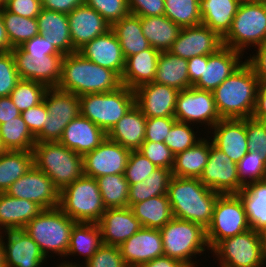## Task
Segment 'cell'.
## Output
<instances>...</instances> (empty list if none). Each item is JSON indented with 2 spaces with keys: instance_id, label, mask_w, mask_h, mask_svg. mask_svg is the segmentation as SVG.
Segmentation results:
<instances>
[{
  "instance_id": "bcb514c9",
  "label": "cell",
  "mask_w": 266,
  "mask_h": 267,
  "mask_svg": "<svg viewBox=\"0 0 266 267\" xmlns=\"http://www.w3.org/2000/svg\"><path fill=\"white\" fill-rule=\"evenodd\" d=\"M47 87L41 83L20 79L10 97L20 112L28 110L43 101Z\"/></svg>"
},
{
  "instance_id": "d6986e66",
  "label": "cell",
  "mask_w": 266,
  "mask_h": 267,
  "mask_svg": "<svg viewBox=\"0 0 266 267\" xmlns=\"http://www.w3.org/2000/svg\"><path fill=\"white\" fill-rule=\"evenodd\" d=\"M243 53L222 46L215 53L203 55V70L195 88L213 92L244 62Z\"/></svg>"
},
{
  "instance_id": "be15d7a7",
  "label": "cell",
  "mask_w": 266,
  "mask_h": 267,
  "mask_svg": "<svg viewBox=\"0 0 266 267\" xmlns=\"http://www.w3.org/2000/svg\"><path fill=\"white\" fill-rule=\"evenodd\" d=\"M82 4L84 0H42V8L65 14H69Z\"/></svg>"
},
{
  "instance_id": "89a4df30",
  "label": "cell",
  "mask_w": 266,
  "mask_h": 267,
  "mask_svg": "<svg viewBox=\"0 0 266 267\" xmlns=\"http://www.w3.org/2000/svg\"><path fill=\"white\" fill-rule=\"evenodd\" d=\"M13 50L6 29L4 25V21L2 18V13L0 10V53L11 52Z\"/></svg>"
},
{
  "instance_id": "4fadbf2b",
  "label": "cell",
  "mask_w": 266,
  "mask_h": 267,
  "mask_svg": "<svg viewBox=\"0 0 266 267\" xmlns=\"http://www.w3.org/2000/svg\"><path fill=\"white\" fill-rule=\"evenodd\" d=\"M174 117L178 122L188 123L202 127L205 125L210 130L220 119L213 93L191 86L180 90L174 111Z\"/></svg>"
},
{
  "instance_id": "4316f807",
  "label": "cell",
  "mask_w": 266,
  "mask_h": 267,
  "mask_svg": "<svg viewBox=\"0 0 266 267\" xmlns=\"http://www.w3.org/2000/svg\"><path fill=\"white\" fill-rule=\"evenodd\" d=\"M106 137L107 134L101 128L79 115L68 123L59 142L83 156L98 147Z\"/></svg>"
},
{
  "instance_id": "30bf717a",
  "label": "cell",
  "mask_w": 266,
  "mask_h": 267,
  "mask_svg": "<svg viewBox=\"0 0 266 267\" xmlns=\"http://www.w3.org/2000/svg\"><path fill=\"white\" fill-rule=\"evenodd\" d=\"M210 253L218 267H264L263 234L248 229L220 241Z\"/></svg>"
},
{
  "instance_id": "b9f144b4",
  "label": "cell",
  "mask_w": 266,
  "mask_h": 267,
  "mask_svg": "<svg viewBox=\"0 0 266 267\" xmlns=\"http://www.w3.org/2000/svg\"><path fill=\"white\" fill-rule=\"evenodd\" d=\"M0 138L6 150L33 151L36 144L21 115L0 124Z\"/></svg>"
},
{
  "instance_id": "d4e9b609",
  "label": "cell",
  "mask_w": 266,
  "mask_h": 267,
  "mask_svg": "<svg viewBox=\"0 0 266 267\" xmlns=\"http://www.w3.org/2000/svg\"><path fill=\"white\" fill-rule=\"evenodd\" d=\"M77 52L89 61L114 71L121 78L125 69V58L112 29L95 37Z\"/></svg>"
},
{
  "instance_id": "03108f58",
  "label": "cell",
  "mask_w": 266,
  "mask_h": 267,
  "mask_svg": "<svg viewBox=\"0 0 266 267\" xmlns=\"http://www.w3.org/2000/svg\"><path fill=\"white\" fill-rule=\"evenodd\" d=\"M252 118L266 122V85H259Z\"/></svg>"
},
{
  "instance_id": "f546056e",
  "label": "cell",
  "mask_w": 266,
  "mask_h": 267,
  "mask_svg": "<svg viewBox=\"0 0 266 267\" xmlns=\"http://www.w3.org/2000/svg\"><path fill=\"white\" fill-rule=\"evenodd\" d=\"M39 33L62 55L73 53L67 14L42 8L36 18Z\"/></svg>"
},
{
  "instance_id": "6125c7cd",
  "label": "cell",
  "mask_w": 266,
  "mask_h": 267,
  "mask_svg": "<svg viewBox=\"0 0 266 267\" xmlns=\"http://www.w3.org/2000/svg\"><path fill=\"white\" fill-rule=\"evenodd\" d=\"M27 54L38 53L43 55H62L48 39H44L41 34L26 41L20 46Z\"/></svg>"
},
{
  "instance_id": "5b68a950",
  "label": "cell",
  "mask_w": 266,
  "mask_h": 267,
  "mask_svg": "<svg viewBox=\"0 0 266 267\" xmlns=\"http://www.w3.org/2000/svg\"><path fill=\"white\" fill-rule=\"evenodd\" d=\"M163 242L164 255L176 259L187 267H198L194 260L211 251L206 238V229L201 225L173 217L159 229ZM202 253V254H201Z\"/></svg>"
},
{
  "instance_id": "2e32d148",
  "label": "cell",
  "mask_w": 266,
  "mask_h": 267,
  "mask_svg": "<svg viewBox=\"0 0 266 267\" xmlns=\"http://www.w3.org/2000/svg\"><path fill=\"white\" fill-rule=\"evenodd\" d=\"M131 150L107 137L93 151L83 155V173L98 178L105 175L124 174Z\"/></svg>"
},
{
  "instance_id": "34e18365",
  "label": "cell",
  "mask_w": 266,
  "mask_h": 267,
  "mask_svg": "<svg viewBox=\"0 0 266 267\" xmlns=\"http://www.w3.org/2000/svg\"><path fill=\"white\" fill-rule=\"evenodd\" d=\"M4 8V0H0V10Z\"/></svg>"
},
{
  "instance_id": "ffe728a7",
  "label": "cell",
  "mask_w": 266,
  "mask_h": 267,
  "mask_svg": "<svg viewBox=\"0 0 266 267\" xmlns=\"http://www.w3.org/2000/svg\"><path fill=\"white\" fill-rule=\"evenodd\" d=\"M222 46V38L209 27L200 24L181 28L169 52L189 60L195 56L213 54Z\"/></svg>"
},
{
  "instance_id": "ba28073f",
  "label": "cell",
  "mask_w": 266,
  "mask_h": 267,
  "mask_svg": "<svg viewBox=\"0 0 266 267\" xmlns=\"http://www.w3.org/2000/svg\"><path fill=\"white\" fill-rule=\"evenodd\" d=\"M222 43L243 54L247 48L266 43V3L241 1Z\"/></svg>"
},
{
  "instance_id": "f1b7e54d",
  "label": "cell",
  "mask_w": 266,
  "mask_h": 267,
  "mask_svg": "<svg viewBox=\"0 0 266 267\" xmlns=\"http://www.w3.org/2000/svg\"><path fill=\"white\" fill-rule=\"evenodd\" d=\"M43 208L36 202L0 192V229H23Z\"/></svg>"
},
{
  "instance_id": "f907efd6",
  "label": "cell",
  "mask_w": 266,
  "mask_h": 267,
  "mask_svg": "<svg viewBox=\"0 0 266 267\" xmlns=\"http://www.w3.org/2000/svg\"><path fill=\"white\" fill-rule=\"evenodd\" d=\"M157 168L158 166L153 164L138 150H132L128 158L124 176L129 185H131L142 182Z\"/></svg>"
},
{
  "instance_id": "ee69618b",
  "label": "cell",
  "mask_w": 266,
  "mask_h": 267,
  "mask_svg": "<svg viewBox=\"0 0 266 267\" xmlns=\"http://www.w3.org/2000/svg\"><path fill=\"white\" fill-rule=\"evenodd\" d=\"M5 29L12 48L22 46L39 33L36 18H25L9 12L5 7L1 10Z\"/></svg>"
},
{
  "instance_id": "4dcf8cb0",
  "label": "cell",
  "mask_w": 266,
  "mask_h": 267,
  "mask_svg": "<svg viewBox=\"0 0 266 267\" xmlns=\"http://www.w3.org/2000/svg\"><path fill=\"white\" fill-rule=\"evenodd\" d=\"M160 53L150 47L128 57L125 60V69L121 76L122 85L135 90L143 84L153 82Z\"/></svg>"
},
{
  "instance_id": "7402d4cb",
  "label": "cell",
  "mask_w": 266,
  "mask_h": 267,
  "mask_svg": "<svg viewBox=\"0 0 266 267\" xmlns=\"http://www.w3.org/2000/svg\"><path fill=\"white\" fill-rule=\"evenodd\" d=\"M134 93L135 105L146 118L174 117L179 90L151 82L139 86Z\"/></svg>"
},
{
  "instance_id": "7a4b0ae2",
  "label": "cell",
  "mask_w": 266,
  "mask_h": 267,
  "mask_svg": "<svg viewBox=\"0 0 266 267\" xmlns=\"http://www.w3.org/2000/svg\"><path fill=\"white\" fill-rule=\"evenodd\" d=\"M121 86V78L114 71L89 61L79 52L64 55L57 88L80 97L112 92Z\"/></svg>"
},
{
  "instance_id": "6da1fadb",
  "label": "cell",
  "mask_w": 266,
  "mask_h": 267,
  "mask_svg": "<svg viewBox=\"0 0 266 267\" xmlns=\"http://www.w3.org/2000/svg\"><path fill=\"white\" fill-rule=\"evenodd\" d=\"M167 195L173 217L201 225L210 224L220 193L206 187L198 178L173 176Z\"/></svg>"
},
{
  "instance_id": "f35d334b",
  "label": "cell",
  "mask_w": 266,
  "mask_h": 267,
  "mask_svg": "<svg viewBox=\"0 0 266 267\" xmlns=\"http://www.w3.org/2000/svg\"><path fill=\"white\" fill-rule=\"evenodd\" d=\"M130 209L145 228L161 229L173 218L167 194L134 203Z\"/></svg>"
},
{
  "instance_id": "e7e4bbea",
  "label": "cell",
  "mask_w": 266,
  "mask_h": 267,
  "mask_svg": "<svg viewBox=\"0 0 266 267\" xmlns=\"http://www.w3.org/2000/svg\"><path fill=\"white\" fill-rule=\"evenodd\" d=\"M20 114L21 112L13 103L10 96L0 97V124L16 118Z\"/></svg>"
},
{
  "instance_id": "9f6ffc18",
  "label": "cell",
  "mask_w": 266,
  "mask_h": 267,
  "mask_svg": "<svg viewBox=\"0 0 266 267\" xmlns=\"http://www.w3.org/2000/svg\"><path fill=\"white\" fill-rule=\"evenodd\" d=\"M176 121L175 117L146 118L144 141L164 142L168 132Z\"/></svg>"
},
{
  "instance_id": "8d00e7d4",
  "label": "cell",
  "mask_w": 266,
  "mask_h": 267,
  "mask_svg": "<svg viewBox=\"0 0 266 267\" xmlns=\"http://www.w3.org/2000/svg\"><path fill=\"white\" fill-rule=\"evenodd\" d=\"M111 29L120 43L125 60L151 47L142 32L140 16L129 13L114 23Z\"/></svg>"
},
{
  "instance_id": "52a82bcc",
  "label": "cell",
  "mask_w": 266,
  "mask_h": 267,
  "mask_svg": "<svg viewBox=\"0 0 266 267\" xmlns=\"http://www.w3.org/2000/svg\"><path fill=\"white\" fill-rule=\"evenodd\" d=\"M59 208L75 222L98 223L106 211L98 182L82 175L59 193Z\"/></svg>"
},
{
  "instance_id": "94428289",
  "label": "cell",
  "mask_w": 266,
  "mask_h": 267,
  "mask_svg": "<svg viewBox=\"0 0 266 267\" xmlns=\"http://www.w3.org/2000/svg\"><path fill=\"white\" fill-rule=\"evenodd\" d=\"M256 48V53L249 54L245 61L250 65L259 85H266V43L259 45Z\"/></svg>"
},
{
  "instance_id": "74e56055",
  "label": "cell",
  "mask_w": 266,
  "mask_h": 267,
  "mask_svg": "<svg viewBox=\"0 0 266 267\" xmlns=\"http://www.w3.org/2000/svg\"><path fill=\"white\" fill-rule=\"evenodd\" d=\"M101 230L98 223L76 222L72 227L70 234V243L68 252L65 256H83L82 261L86 263L102 245Z\"/></svg>"
},
{
  "instance_id": "d6a6232c",
  "label": "cell",
  "mask_w": 266,
  "mask_h": 267,
  "mask_svg": "<svg viewBox=\"0 0 266 267\" xmlns=\"http://www.w3.org/2000/svg\"><path fill=\"white\" fill-rule=\"evenodd\" d=\"M237 195L243 203L251 229L266 233V179L248 184Z\"/></svg>"
},
{
  "instance_id": "e0dca14e",
  "label": "cell",
  "mask_w": 266,
  "mask_h": 267,
  "mask_svg": "<svg viewBox=\"0 0 266 267\" xmlns=\"http://www.w3.org/2000/svg\"><path fill=\"white\" fill-rule=\"evenodd\" d=\"M199 179L206 187L220 194L239 193L237 164L212 142L208 162Z\"/></svg>"
},
{
  "instance_id": "7c38bea8",
  "label": "cell",
  "mask_w": 266,
  "mask_h": 267,
  "mask_svg": "<svg viewBox=\"0 0 266 267\" xmlns=\"http://www.w3.org/2000/svg\"><path fill=\"white\" fill-rule=\"evenodd\" d=\"M43 100L48 115L36 142L59 141L68 123L80 115L79 96L52 87L47 88Z\"/></svg>"
},
{
  "instance_id": "f6af8a7d",
  "label": "cell",
  "mask_w": 266,
  "mask_h": 267,
  "mask_svg": "<svg viewBox=\"0 0 266 267\" xmlns=\"http://www.w3.org/2000/svg\"><path fill=\"white\" fill-rule=\"evenodd\" d=\"M164 15L181 28L201 24L199 0H164Z\"/></svg>"
},
{
  "instance_id": "8c879c8a",
  "label": "cell",
  "mask_w": 266,
  "mask_h": 267,
  "mask_svg": "<svg viewBox=\"0 0 266 267\" xmlns=\"http://www.w3.org/2000/svg\"><path fill=\"white\" fill-rule=\"evenodd\" d=\"M264 267H266V233L263 234Z\"/></svg>"
},
{
  "instance_id": "8fae6325",
  "label": "cell",
  "mask_w": 266,
  "mask_h": 267,
  "mask_svg": "<svg viewBox=\"0 0 266 267\" xmlns=\"http://www.w3.org/2000/svg\"><path fill=\"white\" fill-rule=\"evenodd\" d=\"M251 229L243 203L237 194H220L212 220L206 228L207 243L212 250L220 241Z\"/></svg>"
},
{
  "instance_id": "ab89813d",
  "label": "cell",
  "mask_w": 266,
  "mask_h": 267,
  "mask_svg": "<svg viewBox=\"0 0 266 267\" xmlns=\"http://www.w3.org/2000/svg\"><path fill=\"white\" fill-rule=\"evenodd\" d=\"M172 170L158 167L145 180L129 185V207L151 197L166 195Z\"/></svg>"
},
{
  "instance_id": "753ad0ef",
  "label": "cell",
  "mask_w": 266,
  "mask_h": 267,
  "mask_svg": "<svg viewBox=\"0 0 266 267\" xmlns=\"http://www.w3.org/2000/svg\"><path fill=\"white\" fill-rule=\"evenodd\" d=\"M7 150L5 149V147L3 146V144H2V140H1V138H0V156L4 153V152H6Z\"/></svg>"
},
{
  "instance_id": "603a6c76",
  "label": "cell",
  "mask_w": 266,
  "mask_h": 267,
  "mask_svg": "<svg viewBox=\"0 0 266 267\" xmlns=\"http://www.w3.org/2000/svg\"><path fill=\"white\" fill-rule=\"evenodd\" d=\"M207 133L213 134L210 137L212 144L236 164L248 152L246 118L220 119Z\"/></svg>"
},
{
  "instance_id": "e575fe53",
  "label": "cell",
  "mask_w": 266,
  "mask_h": 267,
  "mask_svg": "<svg viewBox=\"0 0 266 267\" xmlns=\"http://www.w3.org/2000/svg\"><path fill=\"white\" fill-rule=\"evenodd\" d=\"M141 28L150 46L160 52L169 51L181 27L165 15L140 17Z\"/></svg>"
},
{
  "instance_id": "7bdbcfd3",
  "label": "cell",
  "mask_w": 266,
  "mask_h": 267,
  "mask_svg": "<svg viewBox=\"0 0 266 267\" xmlns=\"http://www.w3.org/2000/svg\"><path fill=\"white\" fill-rule=\"evenodd\" d=\"M96 180L106 209L129 207V183L124 174L105 175Z\"/></svg>"
},
{
  "instance_id": "8992f818",
  "label": "cell",
  "mask_w": 266,
  "mask_h": 267,
  "mask_svg": "<svg viewBox=\"0 0 266 267\" xmlns=\"http://www.w3.org/2000/svg\"><path fill=\"white\" fill-rule=\"evenodd\" d=\"M76 222L59 207L43 209L23 230L38 244L43 255L48 259L56 254L63 260L68 252L70 234Z\"/></svg>"
},
{
  "instance_id": "cb8c5ba5",
  "label": "cell",
  "mask_w": 266,
  "mask_h": 267,
  "mask_svg": "<svg viewBox=\"0 0 266 267\" xmlns=\"http://www.w3.org/2000/svg\"><path fill=\"white\" fill-rule=\"evenodd\" d=\"M67 17L73 53L111 29V25L98 12L85 3L76 7Z\"/></svg>"
},
{
  "instance_id": "484cf974",
  "label": "cell",
  "mask_w": 266,
  "mask_h": 267,
  "mask_svg": "<svg viewBox=\"0 0 266 267\" xmlns=\"http://www.w3.org/2000/svg\"><path fill=\"white\" fill-rule=\"evenodd\" d=\"M98 225L102 243L117 247L142 228L130 207L107 208Z\"/></svg>"
},
{
  "instance_id": "3957f363",
  "label": "cell",
  "mask_w": 266,
  "mask_h": 267,
  "mask_svg": "<svg viewBox=\"0 0 266 267\" xmlns=\"http://www.w3.org/2000/svg\"><path fill=\"white\" fill-rule=\"evenodd\" d=\"M258 87L259 82L254 71L244 60V63L212 92L220 117H252Z\"/></svg>"
},
{
  "instance_id": "7dc6e473",
  "label": "cell",
  "mask_w": 266,
  "mask_h": 267,
  "mask_svg": "<svg viewBox=\"0 0 266 267\" xmlns=\"http://www.w3.org/2000/svg\"><path fill=\"white\" fill-rule=\"evenodd\" d=\"M237 171L240 192L248 184L266 179V160L256 152L248 151L237 163Z\"/></svg>"
},
{
  "instance_id": "6f0895ef",
  "label": "cell",
  "mask_w": 266,
  "mask_h": 267,
  "mask_svg": "<svg viewBox=\"0 0 266 267\" xmlns=\"http://www.w3.org/2000/svg\"><path fill=\"white\" fill-rule=\"evenodd\" d=\"M127 5L131 14L140 17L164 15V0H127Z\"/></svg>"
},
{
  "instance_id": "83f0119b",
  "label": "cell",
  "mask_w": 266,
  "mask_h": 267,
  "mask_svg": "<svg viewBox=\"0 0 266 267\" xmlns=\"http://www.w3.org/2000/svg\"><path fill=\"white\" fill-rule=\"evenodd\" d=\"M146 116L134 105L107 133V138L129 150H138L145 140Z\"/></svg>"
},
{
  "instance_id": "11e5206c",
  "label": "cell",
  "mask_w": 266,
  "mask_h": 267,
  "mask_svg": "<svg viewBox=\"0 0 266 267\" xmlns=\"http://www.w3.org/2000/svg\"><path fill=\"white\" fill-rule=\"evenodd\" d=\"M252 1L266 3V0H252Z\"/></svg>"
},
{
  "instance_id": "60d3db41",
  "label": "cell",
  "mask_w": 266,
  "mask_h": 267,
  "mask_svg": "<svg viewBox=\"0 0 266 267\" xmlns=\"http://www.w3.org/2000/svg\"><path fill=\"white\" fill-rule=\"evenodd\" d=\"M32 151L7 150L0 156V192L6 190L33 166Z\"/></svg>"
},
{
  "instance_id": "11a10c76",
  "label": "cell",
  "mask_w": 266,
  "mask_h": 267,
  "mask_svg": "<svg viewBox=\"0 0 266 267\" xmlns=\"http://www.w3.org/2000/svg\"><path fill=\"white\" fill-rule=\"evenodd\" d=\"M19 80L12 53H0V97L10 96Z\"/></svg>"
},
{
  "instance_id": "9c48e42d",
  "label": "cell",
  "mask_w": 266,
  "mask_h": 267,
  "mask_svg": "<svg viewBox=\"0 0 266 267\" xmlns=\"http://www.w3.org/2000/svg\"><path fill=\"white\" fill-rule=\"evenodd\" d=\"M80 115L88 118L106 134L135 105L134 90L122 85L108 93L79 97Z\"/></svg>"
},
{
  "instance_id": "5bb4252c",
  "label": "cell",
  "mask_w": 266,
  "mask_h": 267,
  "mask_svg": "<svg viewBox=\"0 0 266 267\" xmlns=\"http://www.w3.org/2000/svg\"><path fill=\"white\" fill-rule=\"evenodd\" d=\"M11 53L20 79L38 82L47 88L57 87L64 55L27 54L21 47Z\"/></svg>"
},
{
  "instance_id": "816d5d0a",
  "label": "cell",
  "mask_w": 266,
  "mask_h": 267,
  "mask_svg": "<svg viewBox=\"0 0 266 267\" xmlns=\"http://www.w3.org/2000/svg\"><path fill=\"white\" fill-rule=\"evenodd\" d=\"M84 3L95 9L111 26L130 13L127 0H84Z\"/></svg>"
},
{
  "instance_id": "f5cc1de1",
  "label": "cell",
  "mask_w": 266,
  "mask_h": 267,
  "mask_svg": "<svg viewBox=\"0 0 266 267\" xmlns=\"http://www.w3.org/2000/svg\"><path fill=\"white\" fill-rule=\"evenodd\" d=\"M138 151L156 166L173 169L175 155L164 142L144 141Z\"/></svg>"
},
{
  "instance_id": "836d02e7",
  "label": "cell",
  "mask_w": 266,
  "mask_h": 267,
  "mask_svg": "<svg viewBox=\"0 0 266 267\" xmlns=\"http://www.w3.org/2000/svg\"><path fill=\"white\" fill-rule=\"evenodd\" d=\"M203 137L191 148L180 152L174 157L172 175L182 178H200L205 165L208 162L210 152V138Z\"/></svg>"
},
{
  "instance_id": "ac0fdd59",
  "label": "cell",
  "mask_w": 266,
  "mask_h": 267,
  "mask_svg": "<svg viewBox=\"0 0 266 267\" xmlns=\"http://www.w3.org/2000/svg\"><path fill=\"white\" fill-rule=\"evenodd\" d=\"M2 234L5 267H43L47 263L38 244L23 229L6 230Z\"/></svg>"
},
{
  "instance_id": "91938a15",
  "label": "cell",
  "mask_w": 266,
  "mask_h": 267,
  "mask_svg": "<svg viewBox=\"0 0 266 267\" xmlns=\"http://www.w3.org/2000/svg\"><path fill=\"white\" fill-rule=\"evenodd\" d=\"M4 7L12 13L25 18H37L41 9V0H4Z\"/></svg>"
},
{
  "instance_id": "a7ac6f4b",
  "label": "cell",
  "mask_w": 266,
  "mask_h": 267,
  "mask_svg": "<svg viewBox=\"0 0 266 267\" xmlns=\"http://www.w3.org/2000/svg\"><path fill=\"white\" fill-rule=\"evenodd\" d=\"M140 267H187V266L176 259L167 257L166 255H162L147 263L142 264Z\"/></svg>"
},
{
  "instance_id": "681fc988",
  "label": "cell",
  "mask_w": 266,
  "mask_h": 267,
  "mask_svg": "<svg viewBox=\"0 0 266 267\" xmlns=\"http://www.w3.org/2000/svg\"><path fill=\"white\" fill-rule=\"evenodd\" d=\"M60 265L67 267H128L122 255L119 247L102 244L95 254L83 265L76 262L64 260Z\"/></svg>"
},
{
  "instance_id": "d590c367",
  "label": "cell",
  "mask_w": 266,
  "mask_h": 267,
  "mask_svg": "<svg viewBox=\"0 0 266 267\" xmlns=\"http://www.w3.org/2000/svg\"><path fill=\"white\" fill-rule=\"evenodd\" d=\"M153 82L167 85L179 91L190 88L187 60L169 51L161 52Z\"/></svg>"
},
{
  "instance_id": "003e7915",
  "label": "cell",
  "mask_w": 266,
  "mask_h": 267,
  "mask_svg": "<svg viewBox=\"0 0 266 267\" xmlns=\"http://www.w3.org/2000/svg\"><path fill=\"white\" fill-rule=\"evenodd\" d=\"M188 74L190 80V87L194 86L202 76L203 70V55L195 56L187 60Z\"/></svg>"
},
{
  "instance_id": "44dd1931",
  "label": "cell",
  "mask_w": 266,
  "mask_h": 267,
  "mask_svg": "<svg viewBox=\"0 0 266 267\" xmlns=\"http://www.w3.org/2000/svg\"><path fill=\"white\" fill-rule=\"evenodd\" d=\"M120 253L128 267H140L164 255L159 229L142 227L119 246Z\"/></svg>"
},
{
  "instance_id": "2a66077c",
  "label": "cell",
  "mask_w": 266,
  "mask_h": 267,
  "mask_svg": "<svg viewBox=\"0 0 266 267\" xmlns=\"http://www.w3.org/2000/svg\"><path fill=\"white\" fill-rule=\"evenodd\" d=\"M58 265H56V267H67V266H63V265H60L59 263H57Z\"/></svg>"
},
{
  "instance_id": "db71d44e",
  "label": "cell",
  "mask_w": 266,
  "mask_h": 267,
  "mask_svg": "<svg viewBox=\"0 0 266 267\" xmlns=\"http://www.w3.org/2000/svg\"><path fill=\"white\" fill-rule=\"evenodd\" d=\"M246 135L248 151H254L266 160V122L246 118Z\"/></svg>"
},
{
  "instance_id": "1f68e13d",
  "label": "cell",
  "mask_w": 266,
  "mask_h": 267,
  "mask_svg": "<svg viewBox=\"0 0 266 267\" xmlns=\"http://www.w3.org/2000/svg\"><path fill=\"white\" fill-rule=\"evenodd\" d=\"M240 0H199L201 24L223 38L231 28Z\"/></svg>"
},
{
  "instance_id": "680465c9",
  "label": "cell",
  "mask_w": 266,
  "mask_h": 267,
  "mask_svg": "<svg viewBox=\"0 0 266 267\" xmlns=\"http://www.w3.org/2000/svg\"><path fill=\"white\" fill-rule=\"evenodd\" d=\"M25 121L28 129L34 137H36L43 129L48 111L44 100L28 110L22 111L20 114Z\"/></svg>"
},
{
  "instance_id": "277c9868",
  "label": "cell",
  "mask_w": 266,
  "mask_h": 267,
  "mask_svg": "<svg viewBox=\"0 0 266 267\" xmlns=\"http://www.w3.org/2000/svg\"><path fill=\"white\" fill-rule=\"evenodd\" d=\"M32 152L34 166L48 175L59 192L84 174L83 156L59 141L36 142Z\"/></svg>"
},
{
  "instance_id": "2644e50d",
  "label": "cell",
  "mask_w": 266,
  "mask_h": 267,
  "mask_svg": "<svg viewBox=\"0 0 266 267\" xmlns=\"http://www.w3.org/2000/svg\"><path fill=\"white\" fill-rule=\"evenodd\" d=\"M0 267H5L4 246L0 235Z\"/></svg>"
},
{
  "instance_id": "c3c4849f",
  "label": "cell",
  "mask_w": 266,
  "mask_h": 267,
  "mask_svg": "<svg viewBox=\"0 0 266 267\" xmlns=\"http://www.w3.org/2000/svg\"><path fill=\"white\" fill-rule=\"evenodd\" d=\"M194 125L176 121L168 132L164 143L168 146L171 152L176 155L180 152L191 148L203 137H198L200 131H194Z\"/></svg>"
},
{
  "instance_id": "9a60e30c",
  "label": "cell",
  "mask_w": 266,
  "mask_h": 267,
  "mask_svg": "<svg viewBox=\"0 0 266 267\" xmlns=\"http://www.w3.org/2000/svg\"><path fill=\"white\" fill-rule=\"evenodd\" d=\"M9 196L36 202L43 209L59 207V190L34 165L6 190Z\"/></svg>"
}]
</instances>
